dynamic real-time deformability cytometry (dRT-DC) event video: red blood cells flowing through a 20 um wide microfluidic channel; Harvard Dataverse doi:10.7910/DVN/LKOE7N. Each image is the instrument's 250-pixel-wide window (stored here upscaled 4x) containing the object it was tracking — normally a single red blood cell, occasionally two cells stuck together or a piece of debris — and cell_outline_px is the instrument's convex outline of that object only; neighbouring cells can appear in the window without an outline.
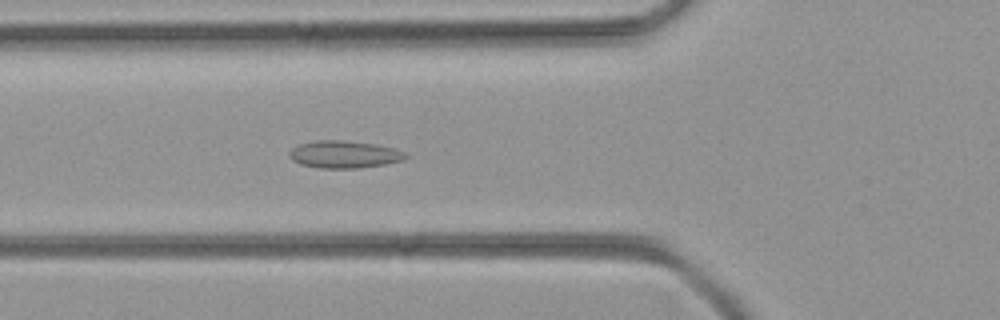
{"species": "common noctule bat (a hibernating species)", "species_latin": "Nyctalus noctula", "temperature_condition": "room temperature", "stored_images_in_passage": 43, "camera_frame_rate_fps": 3000, "um_per_image_px": 0.085, "animal": {"sex": "female", "body_mass_g": 21.9}, "frame": {"image": 1, "passage_image": 12, "time_ms": 3.667, "image_size_px": [1000, 320], "cell_outline_px": [[408, 156], [404, 160], [384, 164], [356, 168], [320, 168], [300, 164], [292, 160], [288, 156], [288, 152], [292, 148], [300, 144], [316, 140], [340, 140], [376, 144], [396, 148], [404, 152]], "centroid_in_image_um": [29.25, 13.12], "position_along_channel_um": 96.6, "area_um2": 18.55}}
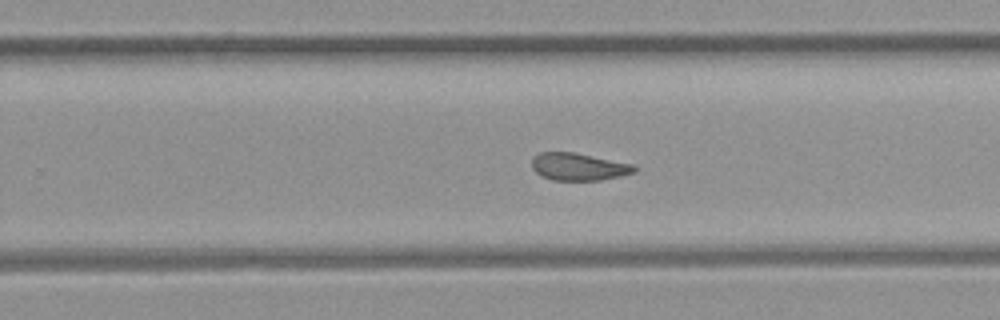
{"frame": {"image": 2, "passage_image": 25, "time_ms": 8.0, "image_size_px": [1000, 320], "cell_outline_px": [[636, 172], [620, 176], [600, 180], [552, 180], [540, 176], [532, 168], [532, 156], [540, 152], [576, 152], [636, 164]], "centroid_in_image_um": [49.19, 14.16], "position_along_channel_um": 280.6, "area_um2": 16.7}}
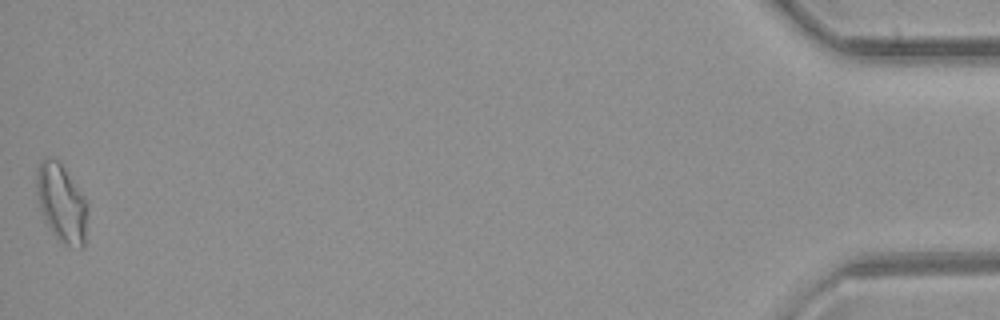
{"frame": {"image": 3, "passage_image": 43, "time_ms": 14.0, "image_size_px": [1000, 320], "cell_outline_px": [[88, 204], [84, 248], [80, 248], [64, 244], [56, 236], [44, 220], [40, 208], [36, 192], [36, 172], [40, 160], [48, 156], [56, 160], [64, 168]], "centroid_in_image_um": [5.21, 17.26], "position_along_channel_um": 430.0, "area_um2": 22.95}}